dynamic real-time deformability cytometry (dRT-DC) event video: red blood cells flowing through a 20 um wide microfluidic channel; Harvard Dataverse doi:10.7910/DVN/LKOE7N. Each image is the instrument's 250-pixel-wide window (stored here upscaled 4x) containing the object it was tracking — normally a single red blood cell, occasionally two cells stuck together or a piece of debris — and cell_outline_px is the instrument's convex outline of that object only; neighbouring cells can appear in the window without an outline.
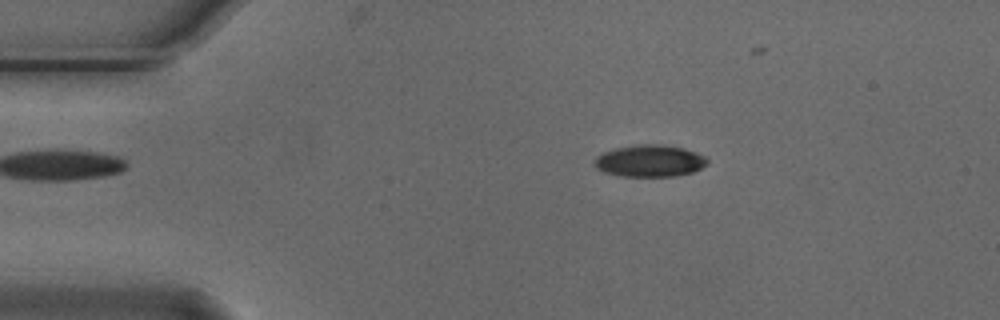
{"species": "Egyptian fruit bat (a non-hibernating species)", "species_latin": "Rousettus aegyptiacus", "temperature_condition": "cold", "stored_images_in_passage": 42, "camera_frame_rate_fps": 3000, "um_per_image_px": 0.085, "animal": {"sex": "male"}, "frame": {"image": 1, "passage_image": 9, "time_ms": 2.667, "image_size_px": [1000, 320], "cell_outline_px": [[708, 164], [692, 172], [676, 176], [620, 176], [604, 172], [596, 168], [596, 156], [604, 152], [616, 148], [636, 144], [660, 144], [684, 148], [696, 152], [704, 156], [708, 160]], "centroid_in_image_um": [55.25, 13.67], "position_along_channel_um": 29.8, "area_um2": 20.92}}
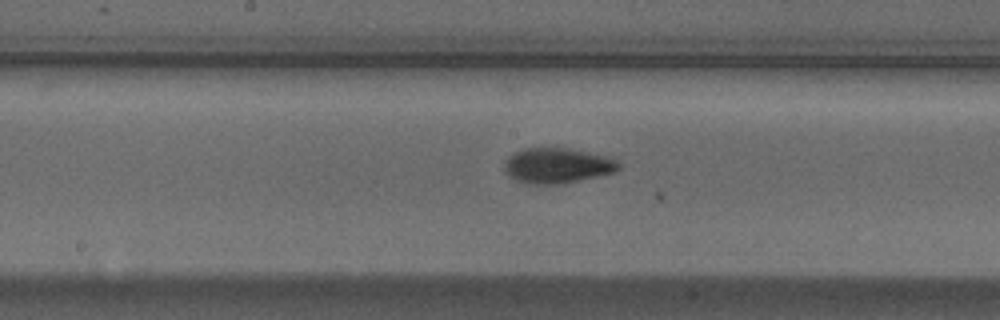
{"frame": {"image": 2, "passage_image": 27, "time_ms": 8.667, "image_size_px": [1000, 320], "cell_outline_px": [[620, 168], [616, 172], [564, 184], [528, 184], [516, 180], [504, 172], [504, 160], [508, 156], [524, 148], [568, 148], [608, 156], [616, 160], [620, 164]], "centroid_in_image_um": [47.37, 14.08], "position_along_channel_um": 200.8, "area_um2": 23.76}}
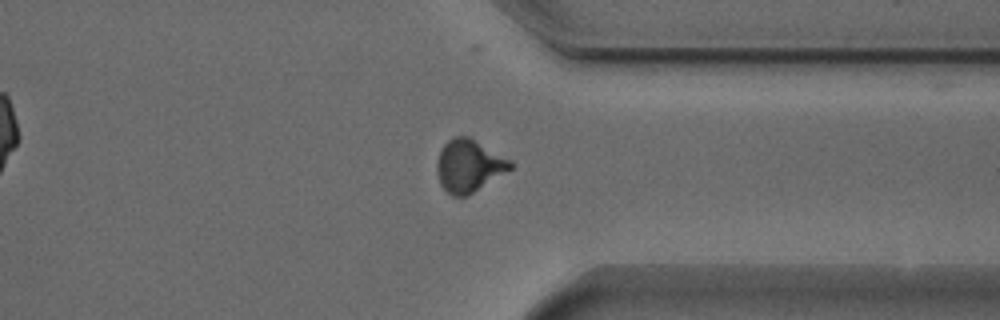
{"frame": {"image": 3, "passage_image": 41, "time_ms": 13.333, "image_size_px": [1000, 320], "cell_outline_px": [[512, 168], [468, 196], [452, 196], [440, 184], [436, 172], [436, 160], [440, 148], [448, 140], [456, 136], [468, 136], [512, 160]], "centroid_in_image_um": [39.83, 14.09], "position_along_channel_um": 371.6, "area_um2": 22.54}}